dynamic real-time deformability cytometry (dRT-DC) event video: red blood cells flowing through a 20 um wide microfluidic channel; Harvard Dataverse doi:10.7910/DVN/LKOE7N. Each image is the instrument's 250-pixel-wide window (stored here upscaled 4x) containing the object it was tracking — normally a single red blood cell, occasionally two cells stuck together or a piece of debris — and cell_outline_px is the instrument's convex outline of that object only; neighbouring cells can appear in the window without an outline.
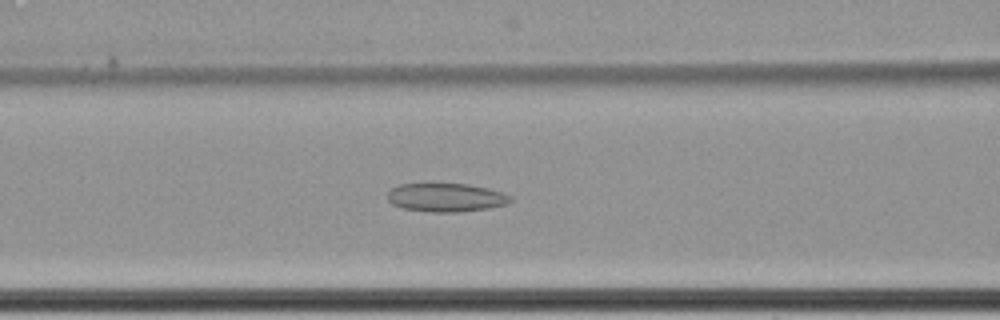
{"species": "common noctule bat (a hibernating species)", "species_latin": "Nyctalus noctula", "temperature_condition": "cold", "stored_images_in_passage": 42, "camera_frame_rate_fps": 3000, "um_per_image_px": 0.085, "animal": {"sex": "female", "body_mass_g": 22.7, "forearm_length_mm": 54.2}, "frame": {"image": 1, "passage_image": 8, "time_ms": 2.333, "image_size_px": [1000, 320], "cell_outline_px": [[512, 200], [508, 204], [488, 208], [456, 212], [428, 212], [404, 208], [392, 204], [388, 200], [388, 192], [392, 188], [400, 184], [468, 184], [488, 188], [504, 192], [512, 196]], "centroid_in_image_um": [37.95, 16.79], "position_along_channel_um": 128.7, "area_um2": 20.46}}
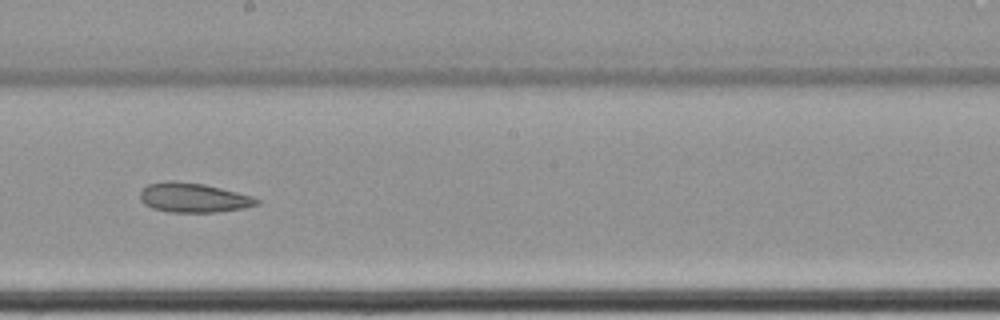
{"frame": {"image": 2, "passage_image": 17, "time_ms": 5.333, "image_size_px": [1000, 320], "cell_outline_px": [[260, 204], [244, 208], [216, 212], [168, 212], [152, 208], [144, 204], [140, 200], [140, 192], [148, 184], [168, 180], [172, 180], [204, 184], [252, 196], [260, 200]], "centroid_in_image_um": [16.43, 16.8], "position_along_channel_um": 231.8, "area_um2": 20.06}}
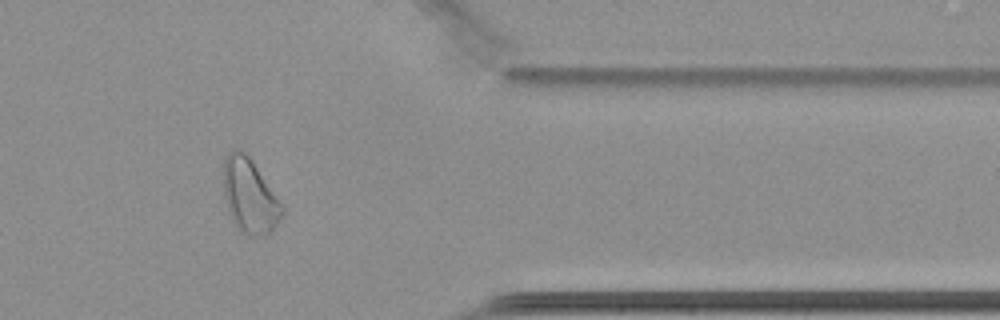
{"frame": {"image": 3, "passage_image": 32, "time_ms": 10.333, "image_size_px": [1000, 320], "cell_outline_px": [[284, 212], [276, 224], [268, 232], [260, 236], [248, 236], [240, 232], [236, 228], [228, 212], [224, 192], [224, 156], [228, 152], [240, 148], [252, 160], [284, 208]], "centroid_in_image_um": [21.19, 16.66], "position_along_channel_um": 390.2, "area_um2": 25.14}}